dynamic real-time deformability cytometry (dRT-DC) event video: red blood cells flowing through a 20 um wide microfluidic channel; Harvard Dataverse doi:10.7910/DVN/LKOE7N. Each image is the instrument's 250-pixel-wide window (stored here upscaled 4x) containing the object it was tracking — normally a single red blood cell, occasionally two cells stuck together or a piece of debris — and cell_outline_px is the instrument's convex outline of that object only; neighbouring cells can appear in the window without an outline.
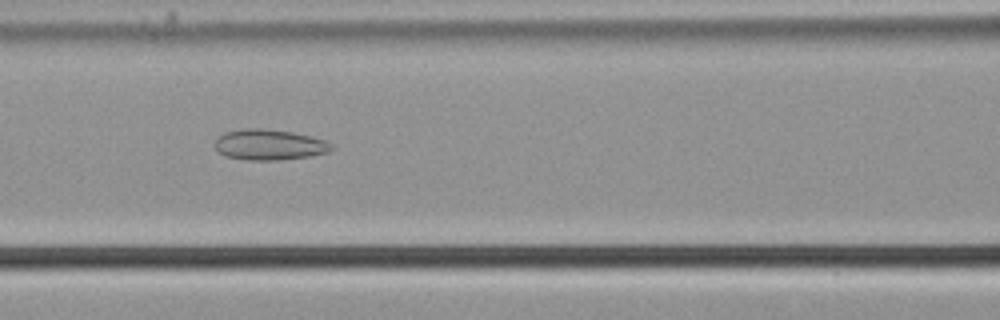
{"species": "common noctule bat (a hibernating species)", "species_latin": "Nyctalus noctula", "temperature_condition": "cold", "stored_images_in_passage": 39, "camera_frame_rate_fps": 3000, "um_per_image_px": 0.085, "animal": {"sex": "male", "body_mass_g": 21.5, "forearm_length_mm": 52.0}, "frame": {"image": 1, "passage_image": 16, "time_ms": 5.0, "image_size_px": [1000, 320], "cell_outline_px": [[336, 148], [328, 152], [308, 156], [276, 160], [248, 160], [224, 156], [216, 148], [216, 140], [224, 132], [244, 128], [264, 128], [292, 132], [312, 136], [324, 140], [332, 144]], "centroid_in_image_um": [22.91, 12.29], "position_along_channel_um": 143.7, "area_um2": 20.81}}
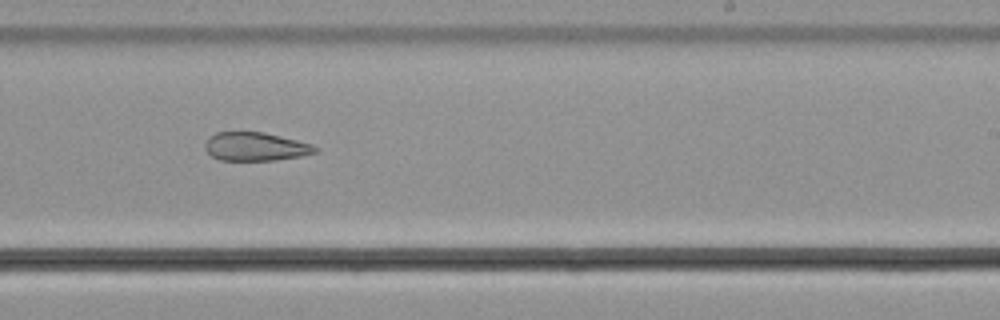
{"frame": {"image": 2, "passage_image": 26, "time_ms": 8.333, "image_size_px": [1000, 320], "cell_outline_px": [[320, 148], [316, 152], [300, 156], [276, 160], [220, 160], [212, 156], [204, 148], [204, 144], [208, 136], [216, 132], [264, 132], [312, 144]], "centroid_in_image_um": [21.69, 12.45], "position_along_channel_um": 267.3, "area_um2": 18.32}}
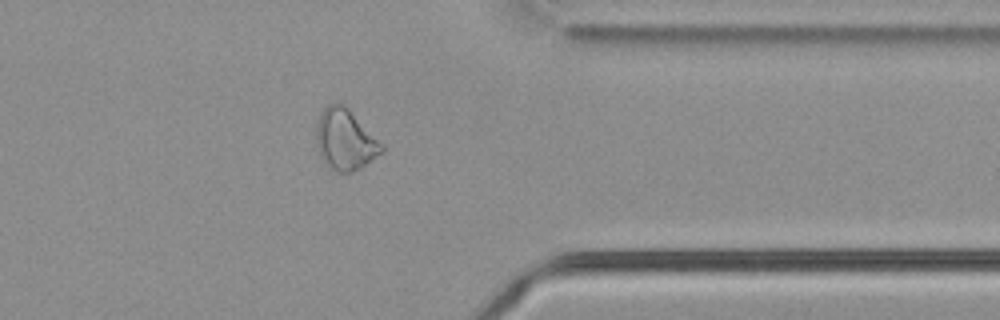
{"frame": {"image": 3, "passage_image": 36, "time_ms": 11.667, "image_size_px": [1000, 320], "cell_outline_px": [[384, 152], [360, 168], [352, 172], [336, 172], [328, 168], [324, 164], [320, 156], [316, 144], [316, 124], [320, 112], [332, 100], [336, 100], [344, 104], [384, 144]], "centroid_in_image_um": [29.32, 11.85], "position_along_channel_um": 382.1, "area_um2": 23.81}}